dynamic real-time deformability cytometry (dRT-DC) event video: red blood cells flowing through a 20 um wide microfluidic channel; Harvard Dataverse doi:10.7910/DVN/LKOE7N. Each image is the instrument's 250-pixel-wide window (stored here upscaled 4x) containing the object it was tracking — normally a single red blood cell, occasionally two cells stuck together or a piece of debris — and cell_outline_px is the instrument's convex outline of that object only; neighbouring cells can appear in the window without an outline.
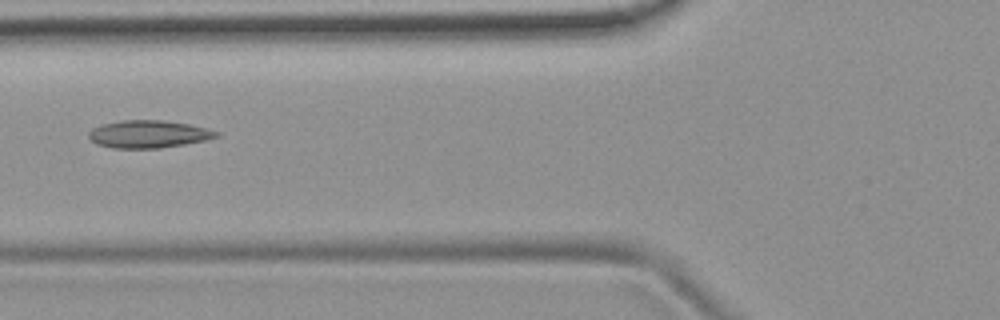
{"species": "common noctule bat (a hibernating species)", "species_latin": "Nyctalus noctula", "temperature_condition": "room temperature", "stored_images_in_passage": 7, "camera_frame_rate_fps": 3000, "um_per_image_px": 0.085, "animal": {"sex": "female", "body_mass_g": 19.9}, "frame": {"image": 1, "passage_image": 6, "time_ms": 5.667, "image_size_px": [1000, 320], "cell_outline_px": [[220, 136], [204, 140], [184, 144], [160, 148], [112, 148], [96, 144], [88, 136], [88, 132], [92, 128], [100, 124], [124, 120], [160, 120], [188, 124], [220, 132]], "centroid_in_image_um": [12.58, 11.4], "position_along_channel_um": 113.2, "area_um2": 20.4}}
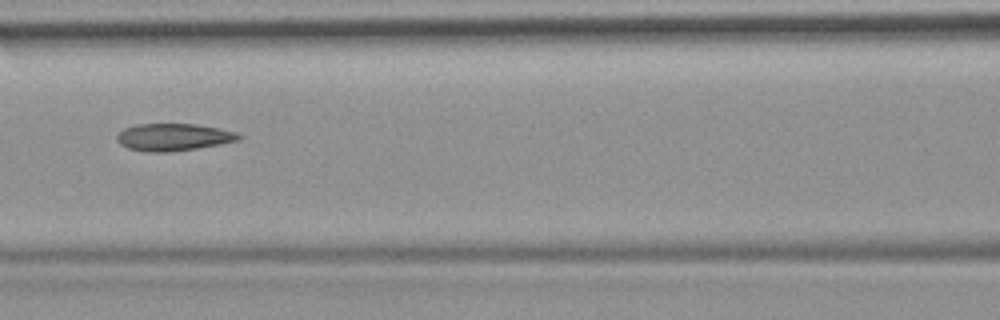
{"frame": {"image": 2, "passage_image": 7, "time_ms": 6.667, "image_size_px": [1000, 320], "cell_outline_px": [[244, 136], [240, 140], [220, 144], [196, 148], [168, 152], [148, 152], [128, 148], [120, 144], [116, 140], [116, 136], [124, 128], [136, 124], [196, 124], [220, 128], [236, 132]], "centroid_in_image_um": [14.76, 11.65], "position_along_channel_um": 151.8, "area_um2": 19.42}}